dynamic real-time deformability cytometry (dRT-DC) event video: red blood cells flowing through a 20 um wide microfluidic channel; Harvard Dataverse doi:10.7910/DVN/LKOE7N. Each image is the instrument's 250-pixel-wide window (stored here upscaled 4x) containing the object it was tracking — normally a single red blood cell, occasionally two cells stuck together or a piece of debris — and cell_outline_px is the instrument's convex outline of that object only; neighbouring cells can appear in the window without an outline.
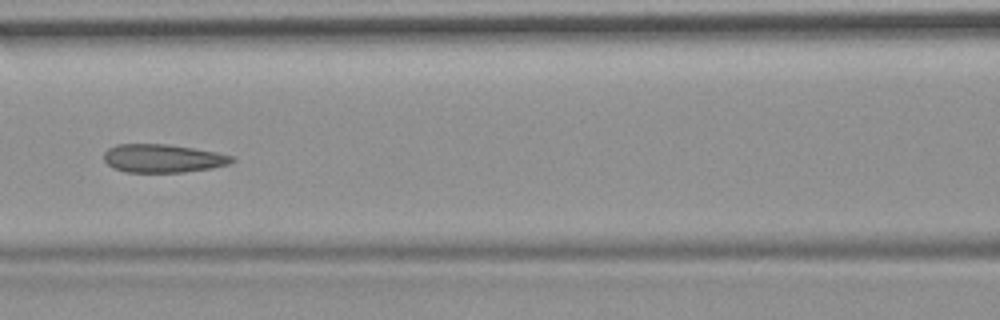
{"species": "common noctule bat (a hibernating species)", "species_latin": "Nyctalus noctula", "temperature_condition": "room temperature", "stored_images_in_passage": 54, "camera_frame_rate_fps": 3000, "um_per_image_px": 0.085, "animal": {"sex": "female", "body_mass_g": 19.9}, "frame": {"image": 1, "passage_image": 24, "time_ms": 7.667, "image_size_px": [1000, 320], "cell_outline_px": [[236, 160], [228, 164], [212, 168], [184, 172], [124, 172], [112, 168], [104, 160], [104, 152], [108, 148], [116, 144], [168, 144], [216, 152], [236, 156]], "centroid_in_image_um": [13.84, 13.46], "position_along_channel_um": 152.8, "area_um2": 21.27}, "authors_computed_cell_mechanics": {"area_um2": 22.542, "velocity_mm_per_s": 3.6957, "shape_relaxation_time_tau1_ms": null, "shape_relaxation_time_tau2_ms": 1.8981, "deformation_change_tau1": null, "deformation_change_tau2": 0.0841}}